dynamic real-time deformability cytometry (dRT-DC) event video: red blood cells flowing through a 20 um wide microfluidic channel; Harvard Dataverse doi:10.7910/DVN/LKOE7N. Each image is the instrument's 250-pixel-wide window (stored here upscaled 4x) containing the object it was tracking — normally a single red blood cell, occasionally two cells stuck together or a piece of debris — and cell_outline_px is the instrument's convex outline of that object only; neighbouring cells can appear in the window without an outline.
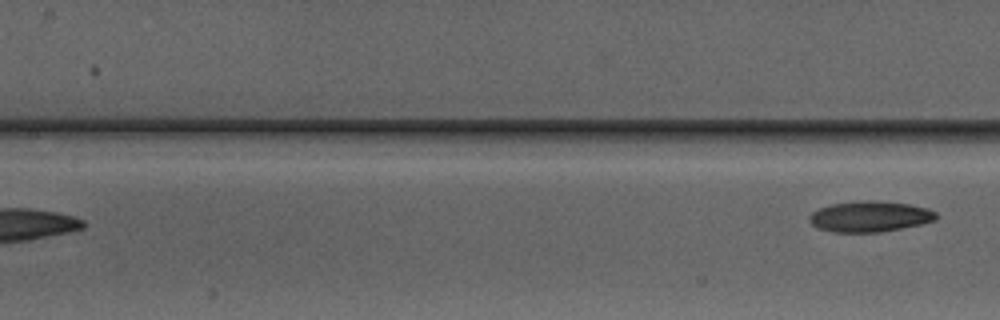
{"species": "Egyptian fruit bat (a non-hibernating species)", "species_latin": "Rousettus aegyptiacus", "temperature_condition": "warm", "stored_images_in_passage": 6, "segment_of_instrument_passage": [2, 2], "camera_frame_rate_fps": 3000, "um_per_image_px": 0.085, "animal": {"sex": "male"}, "frame": {"image": 1, "passage_image": 6, "time_ms": 6.0, "image_size_px": [1000, 320], "cell_outline_px": [[936, 220], [920, 224], [880, 232], [832, 232], [820, 228], [812, 224], [808, 220], [808, 216], [812, 212], [820, 208], [832, 204], [864, 200], [872, 200], [908, 204], [928, 208], [936, 212]], "centroid_in_image_um": [73.92, 18.4], "position_along_channel_um": 133.5, "area_um2": 22.54}}